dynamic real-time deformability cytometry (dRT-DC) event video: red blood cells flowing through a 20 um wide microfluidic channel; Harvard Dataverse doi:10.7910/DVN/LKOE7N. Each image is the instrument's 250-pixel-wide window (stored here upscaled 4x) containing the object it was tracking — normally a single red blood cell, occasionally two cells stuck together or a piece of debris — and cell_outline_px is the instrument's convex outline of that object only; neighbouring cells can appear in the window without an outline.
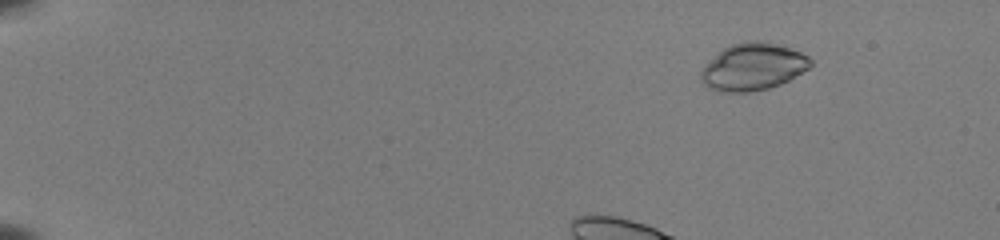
{"species": "common noctule bat (a hibernating species)", "species_latin": "Nyctalus noctula", "temperature_condition": "room temperature", "stored_images_in_passage": 52, "camera_frame_rate_fps": 3000, "um_per_image_px": 0.085, "animal": {"sex": "female", "body_mass_g": 22.0, "forearm_length_mm": 56.7}, "frame": {"image": 1, "passage_image": 8, "time_ms": 2.333, "image_size_px": [1000, 240], "cell_outline_px": [[812, 64], [808, 68], [788, 80], [780, 84], [768, 88], [748, 92], [720, 92], [708, 88], [700, 80], [700, 72], [724, 48], [732, 44], [748, 40], [756, 40], [788, 48], [800, 52], [808, 56], [812, 60]], "centroid_in_image_um": [63.99, 5.7], "position_along_channel_um": 21.0, "area_um2": 29.54}}